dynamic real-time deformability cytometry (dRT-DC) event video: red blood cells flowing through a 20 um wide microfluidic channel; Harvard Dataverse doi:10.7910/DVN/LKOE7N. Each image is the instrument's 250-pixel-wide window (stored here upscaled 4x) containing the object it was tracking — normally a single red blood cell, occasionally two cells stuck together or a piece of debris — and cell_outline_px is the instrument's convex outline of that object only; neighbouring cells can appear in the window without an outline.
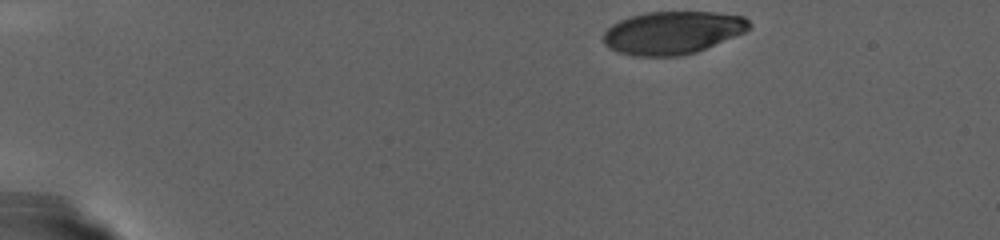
{"species": "human", "species_latin": "Homo sapiens", "temperature_condition": "warm", "stored_images_in_passage": 67, "camera_frame_rate_fps": 3000, "um_per_image_px": 0.085, "donor": {"sex": "female"}, "frame": {"image": 1, "passage_image": 1, "time_ms": 0.0, "image_size_px": [1000, 240], "cell_outline_px": [[752, 28], [744, 32], [696, 52], [676, 56], [636, 56], [616, 52], [608, 48], [604, 44], [604, 32], [612, 24], [628, 16], [644, 12], [716, 12], [744, 16], [752, 24]], "centroid_in_image_um": [57.15, 2.77], "position_along_channel_um": 27.8, "area_um2": 36.53}}
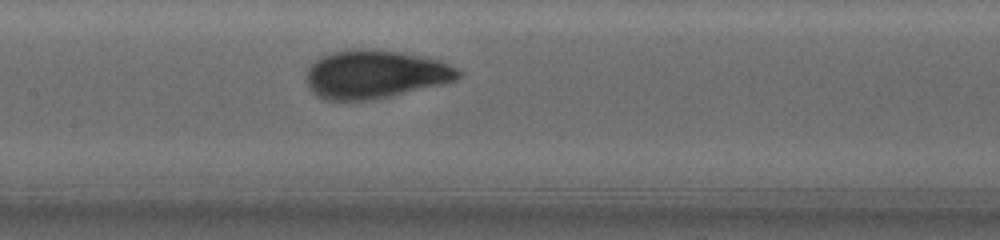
{"frame": {"image": 2, "passage_image": 36, "time_ms": 11.667, "image_size_px": [1000, 240], "cell_outline_px": [[460, 76], [456, 80], [388, 96], [364, 100], [324, 100], [316, 96], [308, 88], [308, 68], [320, 56], [332, 52], [352, 48], [372, 48], [400, 52], [440, 60], [456, 68], [460, 72]], "centroid_in_image_um": [31.83, 6.29], "position_along_channel_um": 175.6, "area_um2": 42.43}}
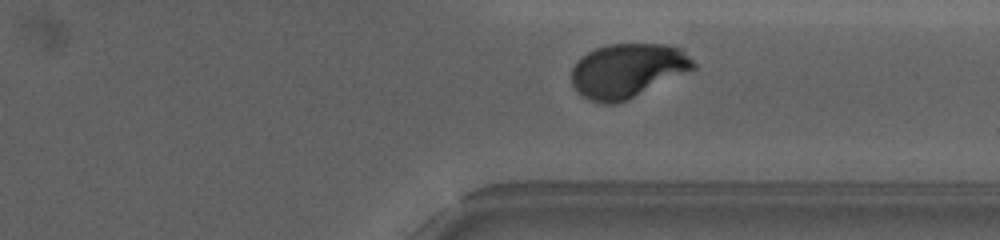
{"frame": {"image": 3, "passage_image": 62, "time_ms": 20.333, "image_size_px": [1000, 240], "cell_outline_px": [[696, 68], [616, 104], [604, 104], [588, 100], [572, 84], [572, 68], [588, 52], [596, 48], [608, 44], [668, 44], [684, 48], [696, 64]], "centroid_in_image_um": [53.38, 5.97], "position_along_channel_um": 358.0, "area_um2": 38.09}}